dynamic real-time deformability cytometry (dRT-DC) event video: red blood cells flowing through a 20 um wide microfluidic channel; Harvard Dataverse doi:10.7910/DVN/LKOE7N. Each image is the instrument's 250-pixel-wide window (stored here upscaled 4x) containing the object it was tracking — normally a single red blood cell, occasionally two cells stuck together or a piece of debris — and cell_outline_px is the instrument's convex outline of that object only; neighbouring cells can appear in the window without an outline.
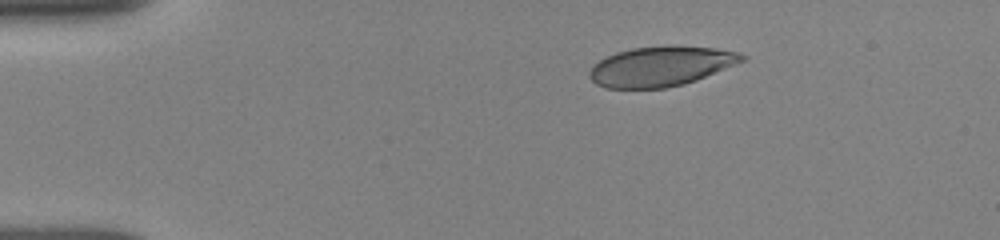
{"species": "human", "species_latin": "Homo sapiens", "temperature_condition": "room temperature", "stored_images_in_passage": 8, "camera_frame_rate_fps": 3000, "um_per_image_px": 0.085, "donor": {"sex": "female"}, "frame": {"image": 1, "passage_image": 4, "time_ms": 2.667, "image_size_px": [1000, 240], "cell_outline_px": [[748, 56], [744, 60], [696, 80], [684, 84], [664, 88], [604, 88], [596, 84], [588, 76], [588, 72], [600, 60], [616, 52], [632, 48], [716, 48], [740, 52]], "centroid_in_image_um": [56.15, 5.67], "position_along_channel_um": 28.9, "area_um2": 34.33}}
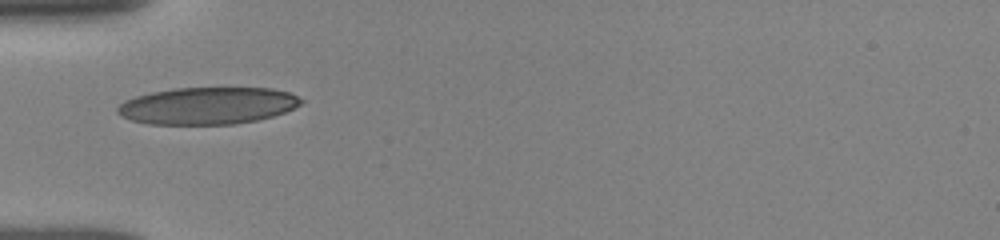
{"frame": {"image": 2, "passage_image": 7, "time_ms": 5.333, "image_size_px": [1000, 240], "cell_outline_px": [[304, 100], [300, 104], [284, 112], [272, 116], [256, 120], [236, 124], [148, 124], [132, 120], [120, 116], [116, 112], [116, 108], [124, 100], [136, 96], [152, 92], [172, 88], [272, 88], [288, 92]], "centroid_in_image_um": [17.6, 8.98], "position_along_channel_um": 67.4, "area_um2": 39.59}}